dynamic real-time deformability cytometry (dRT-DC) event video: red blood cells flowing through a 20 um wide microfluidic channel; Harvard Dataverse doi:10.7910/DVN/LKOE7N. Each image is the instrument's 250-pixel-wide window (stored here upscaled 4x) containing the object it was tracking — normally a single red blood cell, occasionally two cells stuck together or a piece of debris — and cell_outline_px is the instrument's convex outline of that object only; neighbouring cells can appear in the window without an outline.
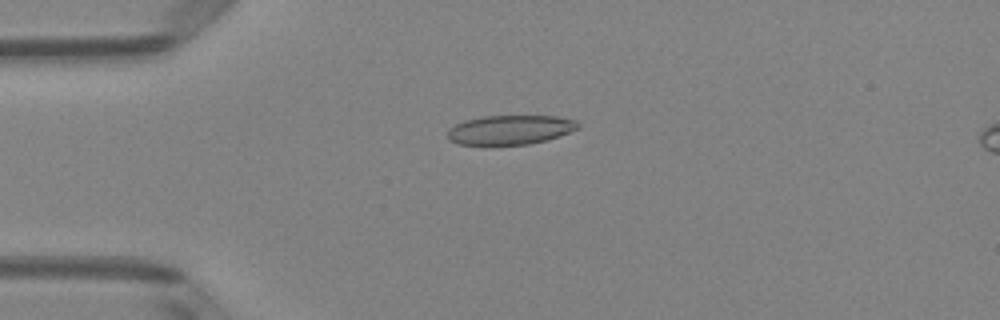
{"species": "Egyptian fruit bat (a non-hibernating species)", "species_latin": "Rousettus aegyptiacus", "temperature_condition": "room temperature", "stored_images_in_passage": 5, "camera_frame_rate_fps": 3000, "um_per_image_px": 0.085, "animal": {"sex": "female"}, "frame": {"image": 1, "passage_image": 3, "time_ms": 0.667, "image_size_px": [1000, 320], "cell_outline_px": [[580, 128], [544, 140], [528, 144], [456, 144], [448, 140], [448, 128], [464, 120], [484, 116], [556, 116], [576, 120], [580, 124]], "centroid_in_image_um": [43.33, 11.02], "position_along_channel_um": 41.7, "area_um2": 22.08}}
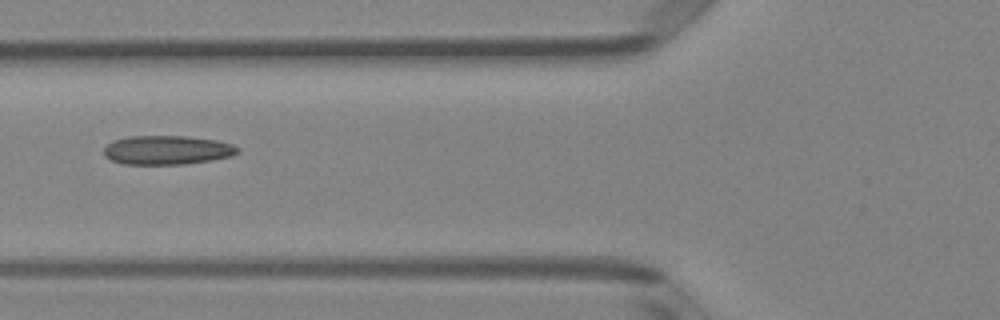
{"frame": {"image": 2, "passage_image": 5, "time_ms": 1.333, "image_size_px": [1000, 320], "cell_outline_px": [[240, 152], [232, 156], [212, 160], [184, 164], [124, 164], [112, 160], [104, 156], [104, 148], [108, 144], [116, 140], [128, 136], [184, 136], [216, 140], [232, 144], [240, 148]], "centroid_in_image_um": [14.24, 12.76], "position_along_channel_um": 111.6, "area_um2": 22.6}}